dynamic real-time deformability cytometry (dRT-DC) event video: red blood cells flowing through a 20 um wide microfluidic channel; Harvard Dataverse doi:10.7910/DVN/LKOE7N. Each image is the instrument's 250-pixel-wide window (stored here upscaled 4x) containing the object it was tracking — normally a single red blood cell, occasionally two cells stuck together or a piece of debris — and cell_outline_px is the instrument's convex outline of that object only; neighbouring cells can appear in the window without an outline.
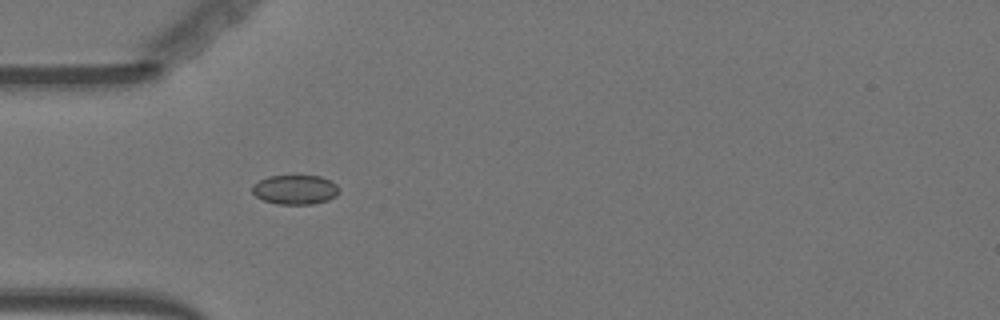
{"species": "Egyptian fruit bat (a non-hibernating species)", "species_latin": "Rousettus aegyptiacus", "temperature_condition": "warm", "stored_images_in_passage": 40, "camera_frame_rate_fps": 3000, "um_per_image_px": 0.085, "animal": {"sex": "female"}, "frame": {"image": 1, "passage_image": 1, "time_ms": 0.0, "image_size_px": [1000, 320], "cell_outline_px": [[340, 192], [336, 196], [328, 200], [312, 204], [276, 204], [264, 200], [256, 196], [252, 192], [252, 184], [268, 176], [320, 176], [336, 184], [340, 188]], "centroid_in_image_um": [25.09, 16.12], "position_along_channel_um": 59.9, "area_um2": 14.91}}
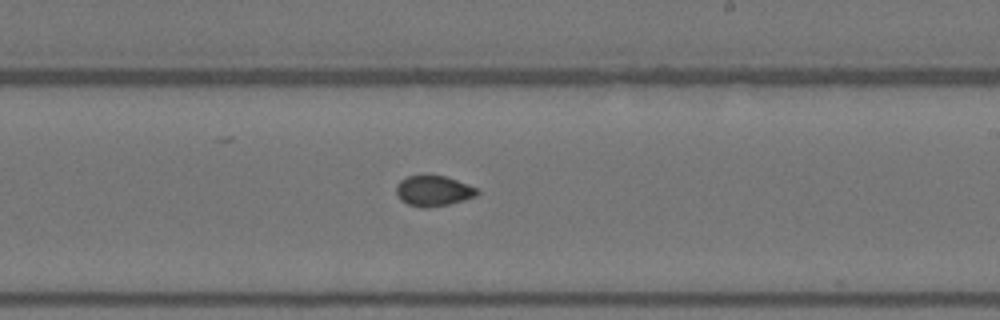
{"frame": {"image": 2, "passage_image": 17, "time_ms": 5.333, "image_size_px": [1000, 320], "cell_outline_px": [[480, 192], [476, 196], [464, 200], [448, 204], [424, 208], [408, 204], [400, 200], [396, 192], [396, 184], [400, 180], [408, 176], [424, 172], [444, 176], [456, 180], [476, 188]], "centroid_in_image_um": [36.8, 16.18], "position_along_channel_um": 252.2, "area_um2": 14.68}}
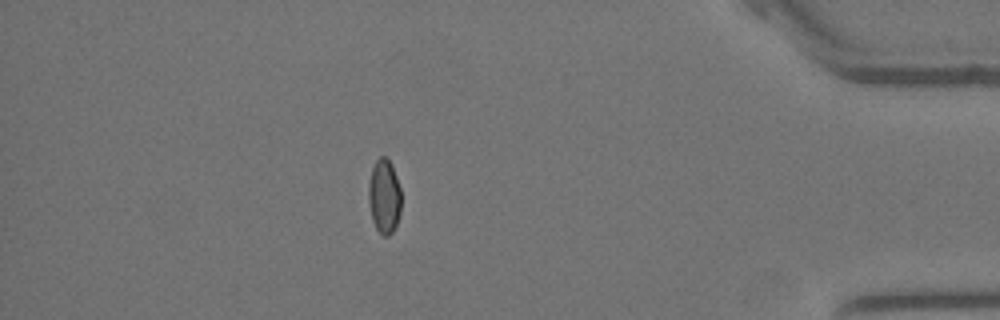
{"frame": {"image": 3, "passage_image": 33, "time_ms": 10.667, "image_size_px": [1000, 320], "cell_outline_px": [[400, 212], [396, 224], [392, 232], [388, 236], [384, 236], [376, 228], [372, 220], [368, 200], [368, 184], [372, 168], [376, 160], [380, 156], [384, 156], [392, 164], [400, 188]], "centroid_in_image_um": [32.64, 16.68], "position_along_channel_um": 402.6, "area_um2": 14.1}}